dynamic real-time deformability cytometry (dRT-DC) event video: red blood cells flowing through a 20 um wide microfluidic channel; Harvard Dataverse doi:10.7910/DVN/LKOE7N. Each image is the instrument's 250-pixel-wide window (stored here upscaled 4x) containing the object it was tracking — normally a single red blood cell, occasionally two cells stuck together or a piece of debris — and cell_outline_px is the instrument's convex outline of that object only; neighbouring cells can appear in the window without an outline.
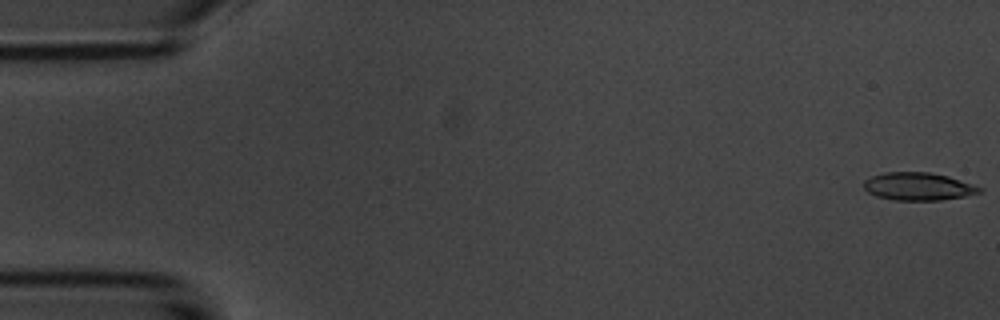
{"species": "common noctule bat (a hibernating species)", "species_latin": "Nyctalus noctula", "temperature_condition": "room temperature", "stored_images_in_passage": 54, "camera_frame_rate_fps": 3000, "um_per_image_px": 0.085, "animal": {"sex": "male", "body_mass_g": 20.1, "forearm_length_mm": 53.5}, "frame": {"image": 1, "passage_image": 1, "time_ms": 0.0, "image_size_px": [1000, 320], "cell_outline_px": [[984, 192], [964, 196], [940, 200], [892, 200], [876, 196], [868, 192], [864, 188], [864, 180], [872, 176], [884, 172], [928, 172], [948, 176], [984, 188]], "centroid_in_image_um": [78.06, 15.85], "position_along_channel_um": 6.9, "area_um2": 18.79}}
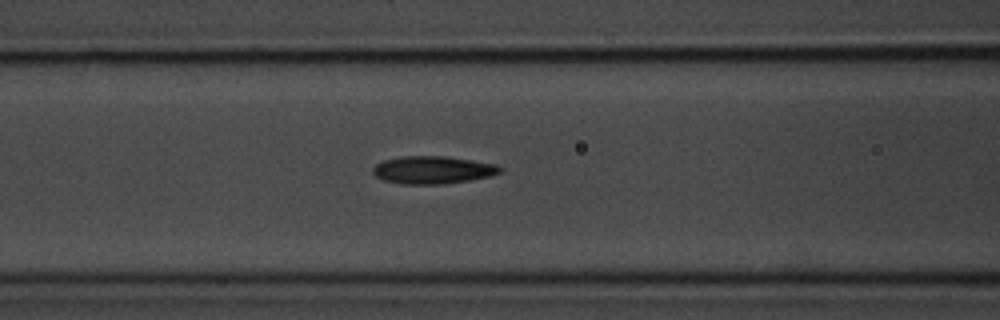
{"frame": {"image": 2, "passage_image": 22, "time_ms": 7.0, "image_size_px": [1000, 320], "cell_outline_px": [[504, 168], [500, 172], [492, 176], [468, 180], [440, 184], [400, 184], [384, 180], [376, 176], [372, 172], [372, 168], [376, 164], [384, 160], [400, 156], [444, 156], [472, 160], [496, 164]], "centroid_in_image_um": [36.78, 14.44], "position_along_channel_um": 129.8, "area_um2": 20.52}}
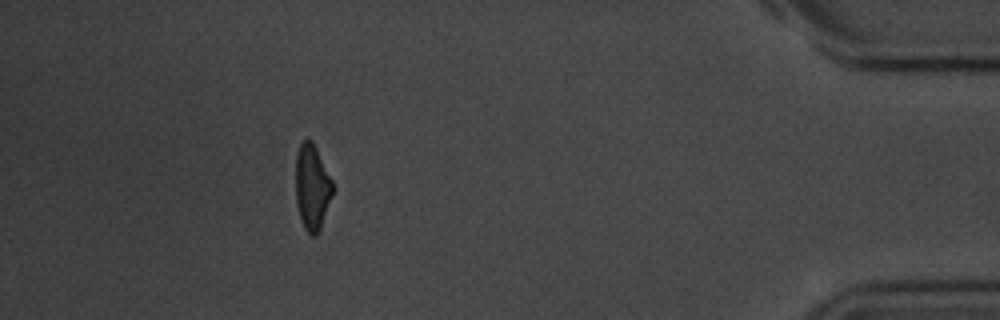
{"frame": {"image": 3, "passage_image": 49, "time_ms": 16.0, "image_size_px": [1000, 320], "cell_outline_px": [[332, 192], [320, 228], [316, 236], [312, 236], [304, 228], [296, 204], [296, 152], [300, 144], [304, 140], [312, 140], [332, 180]], "centroid_in_image_um": [26.5, 15.89], "position_along_channel_um": 408.7, "area_um2": 18.03}, "authors_computed_cell_mechanics": {"area_um2": 19.6809, "velocity_mm_per_s": 3.7163, "shape_relaxation_time_tau1_ms": 3.1091, "shape_relaxation_time_tau2_ms": 2.3353, "deformation_change_tau1": 0.1337, "deformation_change_tau2": 0.1107}}